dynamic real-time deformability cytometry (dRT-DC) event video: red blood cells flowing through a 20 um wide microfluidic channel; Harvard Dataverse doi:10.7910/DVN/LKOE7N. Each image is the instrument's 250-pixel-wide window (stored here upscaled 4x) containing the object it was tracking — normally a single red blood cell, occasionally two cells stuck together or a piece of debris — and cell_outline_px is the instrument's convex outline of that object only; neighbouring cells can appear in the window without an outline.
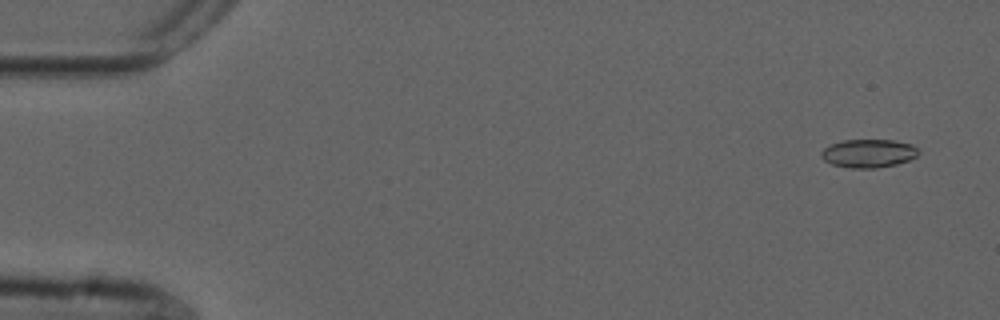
{"species": "common noctule bat (a hibernating species)", "species_latin": "Nyctalus noctula", "temperature_condition": "cold", "stored_images_in_passage": 13, "camera_frame_rate_fps": 3000, "um_per_image_px": 0.085, "animal": {"sex": "male", "forearm_length_mm": 52.5}, "frame": {"image": 1, "passage_image": 3, "time_ms": 0.667, "image_size_px": [1000, 320], "cell_outline_px": [[920, 152], [916, 156], [908, 160], [896, 164], [876, 168], [852, 168], [832, 164], [824, 160], [820, 156], [820, 152], [824, 148], [832, 144], [844, 140], [892, 140], [912, 144]], "centroid_in_image_um": [73.81, 13.03], "position_along_channel_um": 11.2, "area_um2": 15.95}}